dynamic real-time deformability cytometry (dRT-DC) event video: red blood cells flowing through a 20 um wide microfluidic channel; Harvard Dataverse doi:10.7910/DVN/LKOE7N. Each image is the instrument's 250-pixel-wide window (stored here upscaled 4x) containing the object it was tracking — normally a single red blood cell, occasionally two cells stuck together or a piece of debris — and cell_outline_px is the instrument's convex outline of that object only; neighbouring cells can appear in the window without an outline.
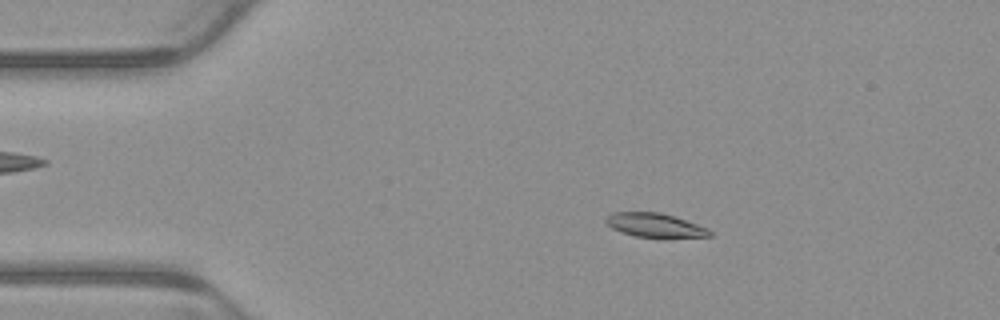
{"species": "common noctule bat (a hibernating species)", "species_latin": "Nyctalus noctula", "temperature_condition": "warm", "stored_images_in_passage": 4, "camera_frame_rate_fps": 3000, "um_per_image_px": 0.085, "animal": {"sex": "male", "body_mass_g": 23.1, "forearm_length_mm": 52.7}, "frame": {"image": 1, "passage_image": 1, "time_ms": 0.0, "image_size_px": [1000, 320], "cell_outline_px": [[712, 236], [664, 240], [636, 236], [620, 232], [612, 228], [604, 220], [604, 216], [612, 212], [660, 212], [708, 228], [712, 232]], "centroid_in_image_um": [55.68, 19.19], "position_along_channel_um": 29.3, "area_um2": 15.14}}
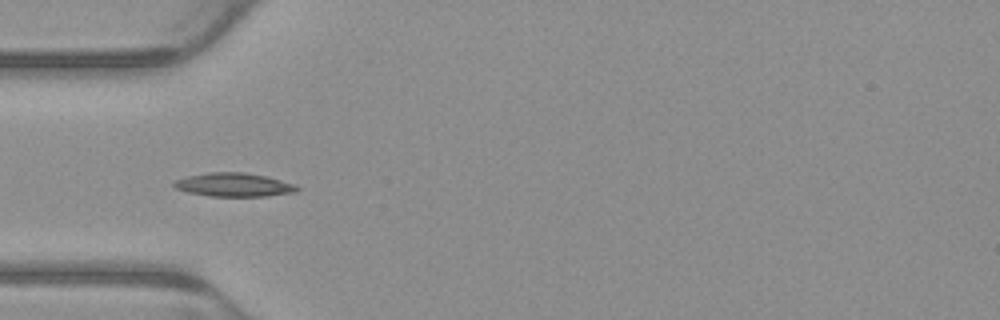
{"frame": {"image": 2, "passage_image": 3, "time_ms": 0.667, "image_size_px": [1000, 320], "cell_outline_px": [[300, 188], [296, 192], [268, 196], [208, 196], [188, 192], [176, 188], [172, 184], [176, 180], [188, 176], [208, 172], [244, 172], [264, 176], [296, 184]], "centroid_in_image_um": [19.9, 15.71], "position_along_channel_um": 65.1, "area_um2": 16.88}}
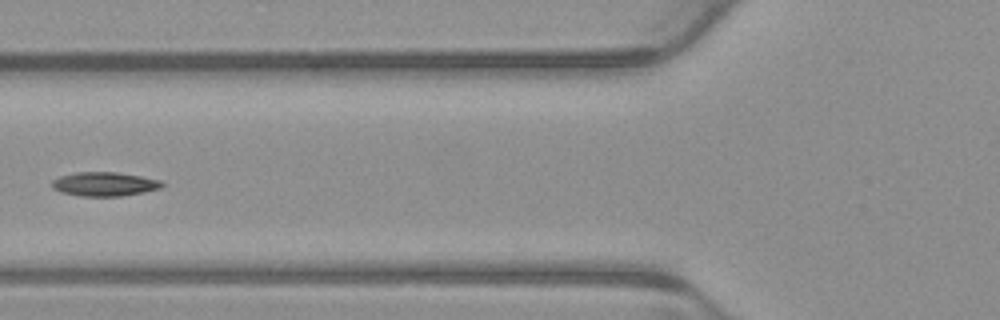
{"frame": {"image": 3, "passage_image": 4, "time_ms": 1.0, "image_size_px": [1000, 320], "cell_outline_px": [[164, 184], [160, 188], [144, 192], [120, 196], [80, 196], [60, 192], [52, 188], [52, 180], [60, 176], [76, 172], [116, 172], [140, 176], [160, 180]], "centroid_in_image_um": [8.85, 15.65], "position_along_channel_um": 116.9, "area_um2": 15.37}}